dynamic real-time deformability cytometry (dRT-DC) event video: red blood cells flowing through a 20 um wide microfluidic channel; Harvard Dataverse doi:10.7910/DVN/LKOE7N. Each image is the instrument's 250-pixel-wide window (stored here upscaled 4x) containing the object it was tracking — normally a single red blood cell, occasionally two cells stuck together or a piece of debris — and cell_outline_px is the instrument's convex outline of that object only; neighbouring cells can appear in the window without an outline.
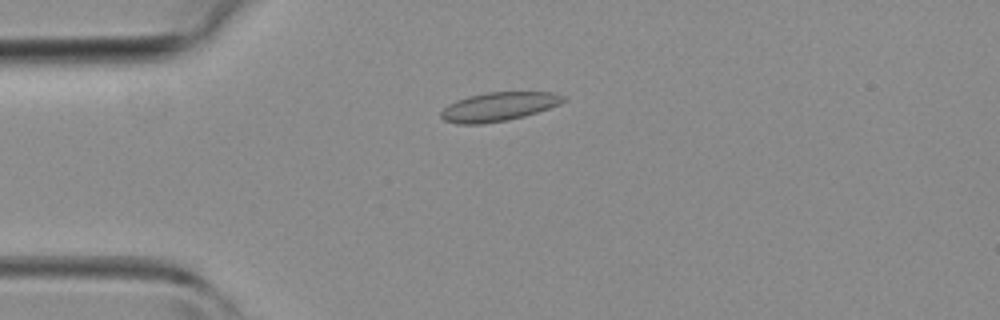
{"species": "common noctule bat (a hibernating species)", "species_latin": "Nyctalus noctula", "temperature_condition": "room temperature", "stored_images_in_passage": 41, "camera_frame_rate_fps": 3000, "um_per_image_px": 0.085, "animal": {"sex": "female", "body_mass_g": 19.3, "forearm_length_mm": 54.1}, "frame": {"image": 1, "passage_image": 9, "time_ms": 2.667, "image_size_px": [1000, 320], "cell_outline_px": [[564, 100], [560, 104], [524, 116], [508, 120], [480, 124], [460, 124], [444, 120], [440, 116], [440, 112], [448, 104], [456, 100], [468, 96], [488, 92], [552, 92], [564, 96]], "centroid_in_image_um": [42.35, 9.06], "position_along_channel_um": 42.7, "area_um2": 20.4}}
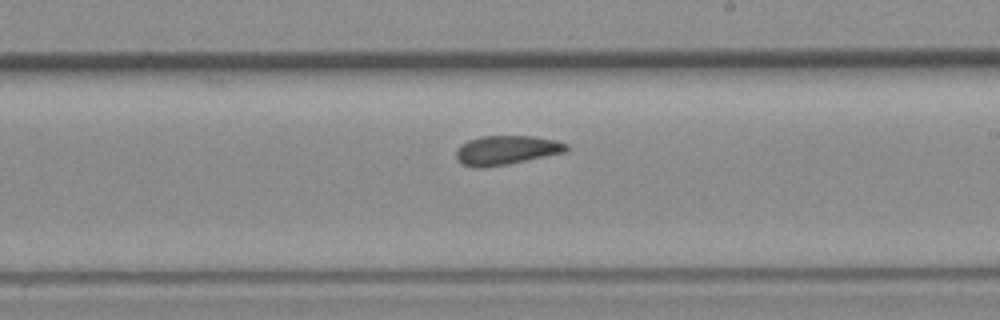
{"frame": {"image": 2, "passage_image": 23, "time_ms": 7.333, "image_size_px": [1000, 320], "cell_outline_px": [[568, 152], [508, 164], [484, 168], [476, 168], [464, 164], [456, 156], [456, 152], [460, 144], [468, 140], [480, 136], [532, 136], [556, 140], [568, 144]], "centroid_in_image_um": [43.07, 12.76], "position_along_channel_um": 245.9, "area_um2": 18.84}}
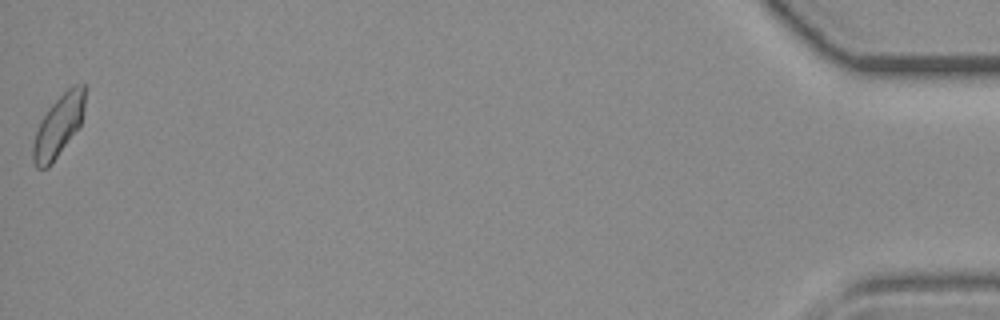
{"frame": {"image": 3, "passage_image": 41, "time_ms": 13.333, "image_size_px": [1000, 320], "cell_outline_px": [[84, 108], [80, 124], [52, 164], [48, 168], [36, 168], [32, 160], [32, 144], [40, 120], [48, 108], [72, 84], [84, 84]], "centroid_in_image_um": [4.93, 10.72], "position_along_channel_um": 430.3, "area_um2": 18.44}}